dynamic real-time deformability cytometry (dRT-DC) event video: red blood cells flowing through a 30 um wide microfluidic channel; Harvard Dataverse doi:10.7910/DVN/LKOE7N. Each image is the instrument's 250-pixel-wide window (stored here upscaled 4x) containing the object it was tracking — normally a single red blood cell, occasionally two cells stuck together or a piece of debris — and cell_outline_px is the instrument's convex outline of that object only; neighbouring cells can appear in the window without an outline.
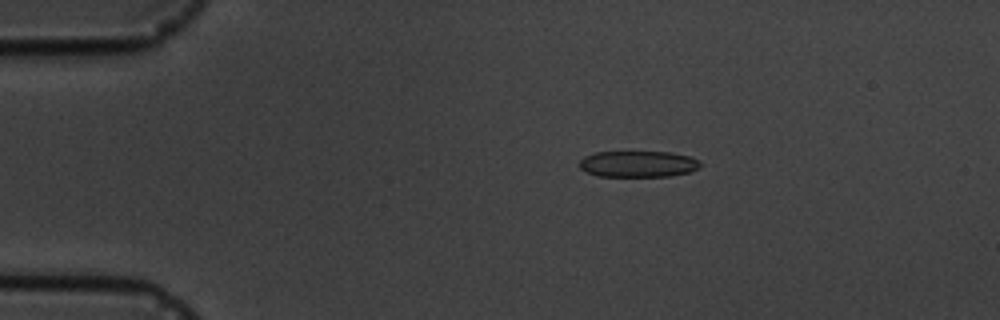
{"species": "common noctule bat (a hibernating species)", "species_latin": "Nyctalus noctula", "temperature_condition": "cold", "stored_images_in_passage": 7, "camera_frame_rate_fps": 3000, "um_per_image_px": 0.085, "animal": {"sex": "male", "body_mass_g": 19.5, "forearm_length_mm": 54.6}, "frame": {"image": 1, "passage_image": 4, "time_ms": 3.333, "image_size_px": [1000, 320], "cell_outline_px": [[700, 164], [696, 168], [688, 172], [668, 176], [596, 176], [580, 168], [580, 160], [584, 156], [596, 152], [668, 152], [692, 156], [700, 160]], "centroid_in_image_um": [54.23, 13.93], "position_along_channel_um": 30.8, "area_um2": 18.38}}
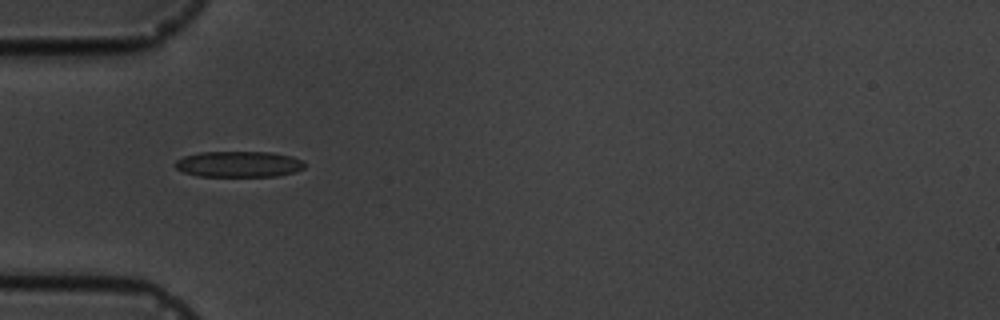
{"frame": {"image": 2, "passage_image": 6, "time_ms": 5.667, "image_size_px": [1000, 320], "cell_outline_px": [[304, 168], [292, 172], [276, 176], [196, 176], [184, 172], [176, 168], [172, 164], [176, 160], [184, 156], [200, 152], [272, 152], [292, 156], [304, 160]], "centroid_in_image_um": [20.27, 13.95], "position_along_channel_um": 64.7, "area_um2": 19.65}}
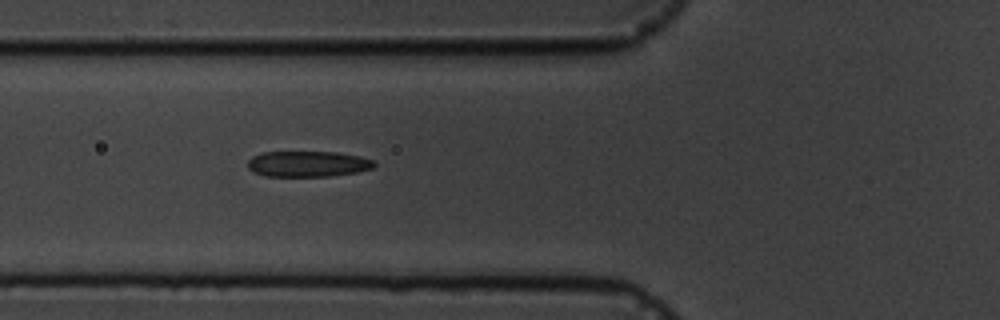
{"frame": {"image": 3, "passage_image": 7, "time_ms": 6.667, "image_size_px": [1000, 320], "cell_outline_px": [[376, 164], [372, 168], [356, 172], [328, 176], [264, 176], [252, 172], [248, 168], [248, 160], [252, 156], [260, 152], [336, 152], [360, 156], [376, 160]], "centroid_in_image_um": [26.15, 13.93], "position_along_channel_um": 99.7, "area_um2": 19.13}}